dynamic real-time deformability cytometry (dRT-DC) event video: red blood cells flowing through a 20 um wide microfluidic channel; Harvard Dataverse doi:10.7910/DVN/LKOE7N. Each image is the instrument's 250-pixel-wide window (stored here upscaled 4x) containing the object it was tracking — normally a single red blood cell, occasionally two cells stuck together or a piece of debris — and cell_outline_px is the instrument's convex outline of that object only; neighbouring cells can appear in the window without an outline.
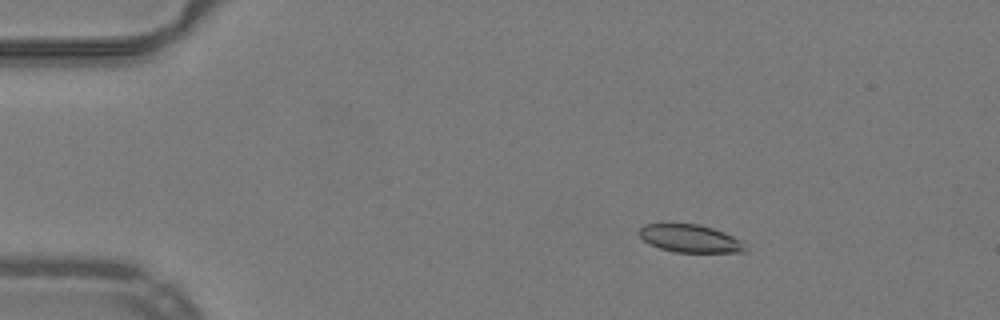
{"species": "common noctule bat (a hibernating species)", "species_latin": "Nyctalus noctula", "temperature_condition": "warm", "stored_images_in_passage": 14, "camera_frame_rate_fps": 3000, "um_per_image_px": 0.085, "animal": {"sex": "male", "body_mass_g": 19.2, "forearm_length_mm": 51.8}, "frame": {"image": 1, "passage_image": 8, "time_ms": 2.333, "image_size_px": [1000, 320], "cell_outline_px": [[748, 248], [744, 252], [676, 252], [660, 248], [648, 244], [640, 236], [640, 228], [644, 224], [700, 224], [724, 232], [740, 240]], "centroid_in_image_um": [58.67, 20.28], "position_along_channel_um": 26.3, "area_um2": 17.05}}